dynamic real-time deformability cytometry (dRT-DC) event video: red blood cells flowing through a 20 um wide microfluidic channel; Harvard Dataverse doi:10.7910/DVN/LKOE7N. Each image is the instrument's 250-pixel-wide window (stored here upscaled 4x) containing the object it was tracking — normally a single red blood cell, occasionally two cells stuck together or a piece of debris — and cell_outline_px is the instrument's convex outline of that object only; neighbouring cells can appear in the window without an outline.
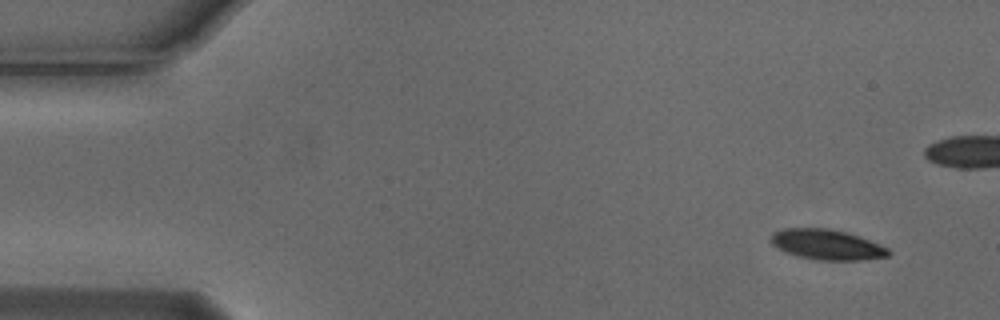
{"species": "Egyptian fruit bat (a non-hibernating species)", "species_latin": "Rousettus aegyptiacus", "temperature_condition": "cold", "stored_images_in_passage": 5, "camera_frame_rate_fps": 3000, "um_per_image_px": 0.085, "animal": {"sex": "male"}, "frame": {"image": 1, "passage_image": 1, "time_ms": 0.0, "image_size_px": [1000, 320], "cell_outline_px": [[892, 252], [888, 256], [864, 260], [816, 260], [796, 256], [784, 252], [776, 248], [768, 240], [768, 236], [772, 232], [784, 228], [828, 228], [844, 232], [880, 244], [888, 248]], "centroid_in_image_um": [70.21, 20.8], "position_along_channel_um": 14.8, "area_um2": 20.98}}